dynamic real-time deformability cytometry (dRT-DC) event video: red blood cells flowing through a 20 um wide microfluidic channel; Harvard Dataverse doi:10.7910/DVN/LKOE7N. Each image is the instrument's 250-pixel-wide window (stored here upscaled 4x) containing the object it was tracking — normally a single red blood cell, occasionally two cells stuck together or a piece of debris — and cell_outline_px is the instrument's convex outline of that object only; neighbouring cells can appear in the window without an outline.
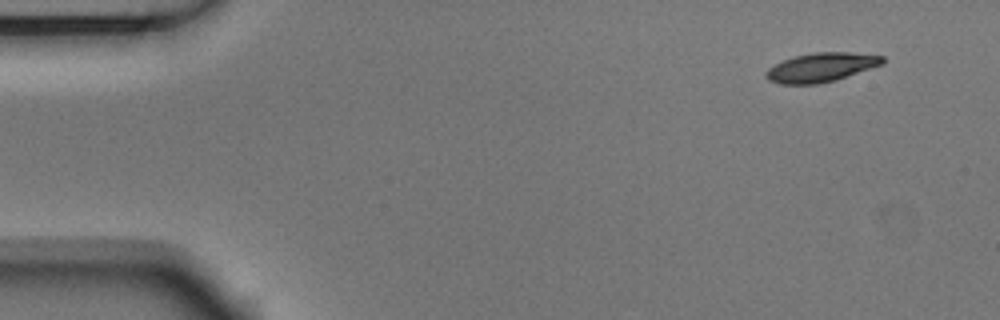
{"species": "Egyptian fruit bat (a non-hibernating species)", "species_latin": "Rousettus aegyptiacus", "temperature_condition": "room temperature", "stored_images_in_passage": 4, "camera_frame_rate_fps": 3000, "um_per_image_px": 0.085, "animal": {"sex": "male"}, "frame": {"image": 1, "passage_image": 1, "time_ms": 0.0, "image_size_px": [1000, 320], "cell_outline_px": [[884, 64], [836, 80], [820, 84], [780, 84], [768, 80], [764, 76], [764, 72], [768, 68], [792, 56], [812, 52], [852, 52], [884, 56]], "centroid_in_image_um": [69.79, 5.72], "position_along_channel_um": 15.2, "area_um2": 20.0}}
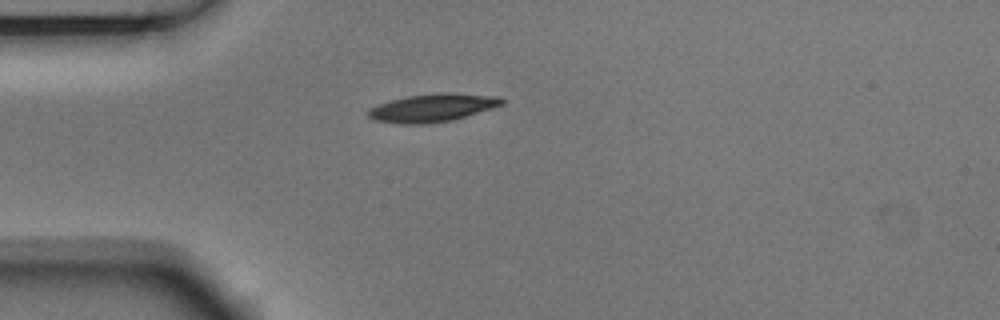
{"frame": {"image": 2, "passage_image": 4, "time_ms": 1.0, "image_size_px": [1000, 320], "cell_outline_px": [[504, 104], [452, 120], [424, 124], [404, 124], [376, 120], [368, 116], [368, 112], [372, 108], [380, 104], [392, 100], [408, 96], [436, 92], [452, 92], [500, 96], [504, 100]], "centroid_in_image_um": [36.82, 9.14], "position_along_channel_um": 48.2, "area_um2": 21.62}}